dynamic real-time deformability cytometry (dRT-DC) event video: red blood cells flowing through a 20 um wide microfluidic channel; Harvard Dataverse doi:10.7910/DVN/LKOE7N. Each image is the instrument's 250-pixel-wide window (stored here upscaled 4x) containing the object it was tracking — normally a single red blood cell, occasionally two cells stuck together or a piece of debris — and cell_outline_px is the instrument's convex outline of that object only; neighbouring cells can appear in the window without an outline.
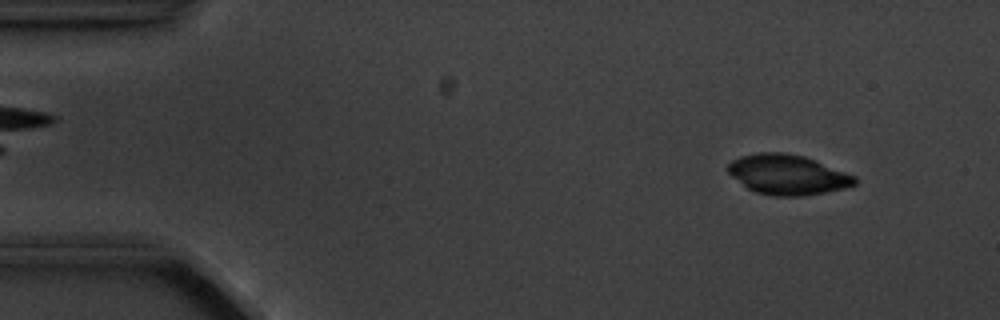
{"species": "common noctule bat (a hibernating species)", "species_latin": "Nyctalus noctula", "temperature_condition": "cold", "stored_images_in_passage": 4, "camera_frame_rate_fps": 3000, "um_per_image_px": 0.085, "animal": {"sex": "male", "body_mass_g": 20.1, "forearm_length_mm": 53.5}, "frame": {"image": 1, "passage_image": 1, "time_ms": 0.0, "image_size_px": [1000, 320], "cell_outline_px": [[856, 184], [844, 188], [804, 196], [772, 196], [756, 192], [748, 188], [732, 176], [724, 168], [732, 160], [740, 156], [756, 152], [784, 152], [804, 156], [816, 160], [856, 176]], "centroid_in_image_um": [66.92, 14.83], "position_along_channel_um": 18.1, "area_um2": 29.65}}